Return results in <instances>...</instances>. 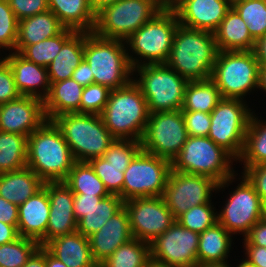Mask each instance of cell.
<instances>
[{"label":"cell","mask_w":266,"mask_h":267,"mask_svg":"<svg viewBox=\"0 0 266 267\" xmlns=\"http://www.w3.org/2000/svg\"><path fill=\"white\" fill-rule=\"evenodd\" d=\"M146 267H168V266L163 265V264H159V263H156L155 261L150 260L147 263Z\"/></svg>","instance_id":"cell-64"},{"label":"cell","mask_w":266,"mask_h":267,"mask_svg":"<svg viewBox=\"0 0 266 267\" xmlns=\"http://www.w3.org/2000/svg\"><path fill=\"white\" fill-rule=\"evenodd\" d=\"M216 204V201H210L192 207L179 216L176 221L184 228L200 234L218 222Z\"/></svg>","instance_id":"cell-41"},{"label":"cell","mask_w":266,"mask_h":267,"mask_svg":"<svg viewBox=\"0 0 266 267\" xmlns=\"http://www.w3.org/2000/svg\"><path fill=\"white\" fill-rule=\"evenodd\" d=\"M19 237L17 228L14 225L0 221V245L10 243Z\"/></svg>","instance_id":"cell-55"},{"label":"cell","mask_w":266,"mask_h":267,"mask_svg":"<svg viewBox=\"0 0 266 267\" xmlns=\"http://www.w3.org/2000/svg\"><path fill=\"white\" fill-rule=\"evenodd\" d=\"M253 112L245 135L241 156L237 159L242 167L266 164V119ZM260 117V118H259ZM264 118V119H263Z\"/></svg>","instance_id":"cell-32"},{"label":"cell","mask_w":266,"mask_h":267,"mask_svg":"<svg viewBox=\"0 0 266 267\" xmlns=\"http://www.w3.org/2000/svg\"><path fill=\"white\" fill-rule=\"evenodd\" d=\"M44 182L29 167L0 173V196L20 206L43 188Z\"/></svg>","instance_id":"cell-30"},{"label":"cell","mask_w":266,"mask_h":267,"mask_svg":"<svg viewBox=\"0 0 266 267\" xmlns=\"http://www.w3.org/2000/svg\"><path fill=\"white\" fill-rule=\"evenodd\" d=\"M256 40L266 34V0H243L232 5Z\"/></svg>","instance_id":"cell-39"},{"label":"cell","mask_w":266,"mask_h":267,"mask_svg":"<svg viewBox=\"0 0 266 267\" xmlns=\"http://www.w3.org/2000/svg\"><path fill=\"white\" fill-rule=\"evenodd\" d=\"M17 38L18 20L8 1L0 0V56L15 51Z\"/></svg>","instance_id":"cell-43"},{"label":"cell","mask_w":266,"mask_h":267,"mask_svg":"<svg viewBox=\"0 0 266 267\" xmlns=\"http://www.w3.org/2000/svg\"><path fill=\"white\" fill-rule=\"evenodd\" d=\"M133 81L140 87L150 114L182 109L189 81L166 63L133 68Z\"/></svg>","instance_id":"cell-9"},{"label":"cell","mask_w":266,"mask_h":267,"mask_svg":"<svg viewBox=\"0 0 266 267\" xmlns=\"http://www.w3.org/2000/svg\"><path fill=\"white\" fill-rule=\"evenodd\" d=\"M233 261H238L237 263V267H257V266H254L252 265L251 263L247 262L244 258H241L238 260L237 259H232Z\"/></svg>","instance_id":"cell-63"},{"label":"cell","mask_w":266,"mask_h":267,"mask_svg":"<svg viewBox=\"0 0 266 267\" xmlns=\"http://www.w3.org/2000/svg\"><path fill=\"white\" fill-rule=\"evenodd\" d=\"M258 76L259 64L252 50L219 51L211 79L222 98L247 100L252 105L249 98L258 89Z\"/></svg>","instance_id":"cell-10"},{"label":"cell","mask_w":266,"mask_h":267,"mask_svg":"<svg viewBox=\"0 0 266 267\" xmlns=\"http://www.w3.org/2000/svg\"><path fill=\"white\" fill-rule=\"evenodd\" d=\"M134 238L151 243L175 222L162 196L137 197L124 201Z\"/></svg>","instance_id":"cell-17"},{"label":"cell","mask_w":266,"mask_h":267,"mask_svg":"<svg viewBox=\"0 0 266 267\" xmlns=\"http://www.w3.org/2000/svg\"><path fill=\"white\" fill-rule=\"evenodd\" d=\"M231 8L228 0H173L172 4L180 25L210 32L218 28Z\"/></svg>","instance_id":"cell-20"},{"label":"cell","mask_w":266,"mask_h":267,"mask_svg":"<svg viewBox=\"0 0 266 267\" xmlns=\"http://www.w3.org/2000/svg\"><path fill=\"white\" fill-rule=\"evenodd\" d=\"M199 234L177 221L150 243V259L168 267H197Z\"/></svg>","instance_id":"cell-16"},{"label":"cell","mask_w":266,"mask_h":267,"mask_svg":"<svg viewBox=\"0 0 266 267\" xmlns=\"http://www.w3.org/2000/svg\"><path fill=\"white\" fill-rule=\"evenodd\" d=\"M76 32L77 31L75 30L64 28L58 35L54 37L47 38L36 44L26 46L19 54L26 60L47 68L60 52L62 46Z\"/></svg>","instance_id":"cell-38"},{"label":"cell","mask_w":266,"mask_h":267,"mask_svg":"<svg viewBox=\"0 0 266 267\" xmlns=\"http://www.w3.org/2000/svg\"><path fill=\"white\" fill-rule=\"evenodd\" d=\"M236 165L237 160L228 151L203 136H188L171 163L172 170L176 172L205 175L218 183L240 172L236 170Z\"/></svg>","instance_id":"cell-8"},{"label":"cell","mask_w":266,"mask_h":267,"mask_svg":"<svg viewBox=\"0 0 266 267\" xmlns=\"http://www.w3.org/2000/svg\"><path fill=\"white\" fill-rule=\"evenodd\" d=\"M111 90L100 84L83 87L80 113L100 115L106 106Z\"/></svg>","instance_id":"cell-44"},{"label":"cell","mask_w":266,"mask_h":267,"mask_svg":"<svg viewBox=\"0 0 266 267\" xmlns=\"http://www.w3.org/2000/svg\"><path fill=\"white\" fill-rule=\"evenodd\" d=\"M39 247L37 241L21 236L0 245V267H23Z\"/></svg>","instance_id":"cell-40"},{"label":"cell","mask_w":266,"mask_h":267,"mask_svg":"<svg viewBox=\"0 0 266 267\" xmlns=\"http://www.w3.org/2000/svg\"><path fill=\"white\" fill-rule=\"evenodd\" d=\"M225 190H228V193L225 194L227 195L226 200L224 198L221 201L223 206H218L220 209L217 211L218 222L234 237L240 235L244 238L252 226L262 219V200L253 185L238 171L223 182L218 183L216 194L221 191L222 194Z\"/></svg>","instance_id":"cell-4"},{"label":"cell","mask_w":266,"mask_h":267,"mask_svg":"<svg viewBox=\"0 0 266 267\" xmlns=\"http://www.w3.org/2000/svg\"><path fill=\"white\" fill-rule=\"evenodd\" d=\"M234 239L238 240L219 222L201 232L197 252L198 265L232 261L231 253L236 244Z\"/></svg>","instance_id":"cell-25"},{"label":"cell","mask_w":266,"mask_h":267,"mask_svg":"<svg viewBox=\"0 0 266 267\" xmlns=\"http://www.w3.org/2000/svg\"><path fill=\"white\" fill-rule=\"evenodd\" d=\"M76 160L60 129L46 120L28 136L27 167L45 182H64Z\"/></svg>","instance_id":"cell-1"},{"label":"cell","mask_w":266,"mask_h":267,"mask_svg":"<svg viewBox=\"0 0 266 267\" xmlns=\"http://www.w3.org/2000/svg\"><path fill=\"white\" fill-rule=\"evenodd\" d=\"M262 219L266 220V198L262 199Z\"/></svg>","instance_id":"cell-65"},{"label":"cell","mask_w":266,"mask_h":267,"mask_svg":"<svg viewBox=\"0 0 266 267\" xmlns=\"http://www.w3.org/2000/svg\"><path fill=\"white\" fill-rule=\"evenodd\" d=\"M231 5H234L237 2L243 1V0H228Z\"/></svg>","instance_id":"cell-66"},{"label":"cell","mask_w":266,"mask_h":267,"mask_svg":"<svg viewBox=\"0 0 266 267\" xmlns=\"http://www.w3.org/2000/svg\"><path fill=\"white\" fill-rule=\"evenodd\" d=\"M96 175L104 183L110 194H116L122 199L124 171L129 165L110 164L105 158L98 157L89 161Z\"/></svg>","instance_id":"cell-42"},{"label":"cell","mask_w":266,"mask_h":267,"mask_svg":"<svg viewBox=\"0 0 266 267\" xmlns=\"http://www.w3.org/2000/svg\"><path fill=\"white\" fill-rule=\"evenodd\" d=\"M82 87H86L94 83V76L91 74V68L85 59L74 70L72 77Z\"/></svg>","instance_id":"cell-54"},{"label":"cell","mask_w":266,"mask_h":267,"mask_svg":"<svg viewBox=\"0 0 266 267\" xmlns=\"http://www.w3.org/2000/svg\"><path fill=\"white\" fill-rule=\"evenodd\" d=\"M23 267H46L45 265V247L40 246L28 259Z\"/></svg>","instance_id":"cell-57"},{"label":"cell","mask_w":266,"mask_h":267,"mask_svg":"<svg viewBox=\"0 0 266 267\" xmlns=\"http://www.w3.org/2000/svg\"><path fill=\"white\" fill-rule=\"evenodd\" d=\"M253 53L259 66L266 65V34L255 40Z\"/></svg>","instance_id":"cell-56"},{"label":"cell","mask_w":266,"mask_h":267,"mask_svg":"<svg viewBox=\"0 0 266 267\" xmlns=\"http://www.w3.org/2000/svg\"><path fill=\"white\" fill-rule=\"evenodd\" d=\"M142 150L141 141L133 139H115L104 153L110 164L129 165L132 159Z\"/></svg>","instance_id":"cell-45"},{"label":"cell","mask_w":266,"mask_h":267,"mask_svg":"<svg viewBox=\"0 0 266 267\" xmlns=\"http://www.w3.org/2000/svg\"><path fill=\"white\" fill-rule=\"evenodd\" d=\"M188 134L181 110L149 114L141 139L143 151L171 163L187 141Z\"/></svg>","instance_id":"cell-14"},{"label":"cell","mask_w":266,"mask_h":267,"mask_svg":"<svg viewBox=\"0 0 266 267\" xmlns=\"http://www.w3.org/2000/svg\"><path fill=\"white\" fill-rule=\"evenodd\" d=\"M171 169L170 161L141 150L124 171L122 200L162 196Z\"/></svg>","instance_id":"cell-13"},{"label":"cell","mask_w":266,"mask_h":267,"mask_svg":"<svg viewBox=\"0 0 266 267\" xmlns=\"http://www.w3.org/2000/svg\"><path fill=\"white\" fill-rule=\"evenodd\" d=\"M45 265L46 267H67L63 262L54 257L46 248H45Z\"/></svg>","instance_id":"cell-59"},{"label":"cell","mask_w":266,"mask_h":267,"mask_svg":"<svg viewBox=\"0 0 266 267\" xmlns=\"http://www.w3.org/2000/svg\"><path fill=\"white\" fill-rule=\"evenodd\" d=\"M84 59V32H76L48 65L50 84L70 79L74 70Z\"/></svg>","instance_id":"cell-31"},{"label":"cell","mask_w":266,"mask_h":267,"mask_svg":"<svg viewBox=\"0 0 266 267\" xmlns=\"http://www.w3.org/2000/svg\"><path fill=\"white\" fill-rule=\"evenodd\" d=\"M218 51H251L255 40L248 25L232 7L213 32Z\"/></svg>","instance_id":"cell-28"},{"label":"cell","mask_w":266,"mask_h":267,"mask_svg":"<svg viewBox=\"0 0 266 267\" xmlns=\"http://www.w3.org/2000/svg\"><path fill=\"white\" fill-rule=\"evenodd\" d=\"M188 136L208 137L211 126L210 113L182 111Z\"/></svg>","instance_id":"cell-47"},{"label":"cell","mask_w":266,"mask_h":267,"mask_svg":"<svg viewBox=\"0 0 266 267\" xmlns=\"http://www.w3.org/2000/svg\"><path fill=\"white\" fill-rule=\"evenodd\" d=\"M240 99L222 98L211 111L208 137L236 160L241 156L246 131L255 106Z\"/></svg>","instance_id":"cell-12"},{"label":"cell","mask_w":266,"mask_h":267,"mask_svg":"<svg viewBox=\"0 0 266 267\" xmlns=\"http://www.w3.org/2000/svg\"><path fill=\"white\" fill-rule=\"evenodd\" d=\"M149 114L147 101L140 87L132 80L124 87L111 90L100 115L115 139L141 141Z\"/></svg>","instance_id":"cell-3"},{"label":"cell","mask_w":266,"mask_h":267,"mask_svg":"<svg viewBox=\"0 0 266 267\" xmlns=\"http://www.w3.org/2000/svg\"><path fill=\"white\" fill-rule=\"evenodd\" d=\"M50 212L47 190L43 187L35 195L18 206L19 236L40 243L46 236Z\"/></svg>","instance_id":"cell-23"},{"label":"cell","mask_w":266,"mask_h":267,"mask_svg":"<svg viewBox=\"0 0 266 267\" xmlns=\"http://www.w3.org/2000/svg\"><path fill=\"white\" fill-rule=\"evenodd\" d=\"M50 212L45 238L39 243L45 246L52 239L77 231V220L73 212L74 193L64 182H45Z\"/></svg>","instance_id":"cell-19"},{"label":"cell","mask_w":266,"mask_h":267,"mask_svg":"<svg viewBox=\"0 0 266 267\" xmlns=\"http://www.w3.org/2000/svg\"><path fill=\"white\" fill-rule=\"evenodd\" d=\"M124 207V201L116 194L102 198L77 223V231L89 237Z\"/></svg>","instance_id":"cell-34"},{"label":"cell","mask_w":266,"mask_h":267,"mask_svg":"<svg viewBox=\"0 0 266 267\" xmlns=\"http://www.w3.org/2000/svg\"><path fill=\"white\" fill-rule=\"evenodd\" d=\"M52 121L60 129L74 159L79 162L103 157L115 141L101 115L65 113Z\"/></svg>","instance_id":"cell-7"},{"label":"cell","mask_w":266,"mask_h":267,"mask_svg":"<svg viewBox=\"0 0 266 267\" xmlns=\"http://www.w3.org/2000/svg\"><path fill=\"white\" fill-rule=\"evenodd\" d=\"M132 238L129 215L123 207L100 230L88 237L94 261L99 266L118 247Z\"/></svg>","instance_id":"cell-21"},{"label":"cell","mask_w":266,"mask_h":267,"mask_svg":"<svg viewBox=\"0 0 266 267\" xmlns=\"http://www.w3.org/2000/svg\"><path fill=\"white\" fill-rule=\"evenodd\" d=\"M154 3L160 10L172 8L173 0H149Z\"/></svg>","instance_id":"cell-61"},{"label":"cell","mask_w":266,"mask_h":267,"mask_svg":"<svg viewBox=\"0 0 266 267\" xmlns=\"http://www.w3.org/2000/svg\"><path fill=\"white\" fill-rule=\"evenodd\" d=\"M90 5L95 13L99 12L105 6L111 5L118 0H89Z\"/></svg>","instance_id":"cell-60"},{"label":"cell","mask_w":266,"mask_h":267,"mask_svg":"<svg viewBox=\"0 0 266 267\" xmlns=\"http://www.w3.org/2000/svg\"><path fill=\"white\" fill-rule=\"evenodd\" d=\"M49 10L65 27L77 32H92L96 13L89 0H47Z\"/></svg>","instance_id":"cell-29"},{"label":"cell","mask_w":266,"mask_h":267,"mask_svg":"<svg viewBox=\"0 0 266 267\" xmlns=\"http://www.w3.org/2000/svg\"><path fill=\"white\" fill-rule=\"evenodd\" d=\"M235 264L234 266L231 264V261L229 263V261L224 262V263H207V264H203V265H198L197 267H237V262L233 263Z\"/></svg>","instance_id":"cell-62"},{"label":"cell","mask_w":266,"mask_h":267,"mask_svg":"<svg viewBox=\"0 0 266 267\" xmlns=\"http://www.w3.org/2000/svg\"><path fill=\"white\" fill-rule=\"evenodd\" d=\"M258 91L261 92L260 94L264 92L263 95L266 96V65L259 66L258 89L256 93H258Z\"/></svg>","instance_id":"cell-58"},{"label":"cell","mask_w":266,"mask_h":267,"mask_svg":"<svg viewBox=\"0 0 266 267\" xmlns=\"http://www.w3.org/2000/svg\"><path fill=\"white\" fill-rule=\"evenodd\" d=\"M241 172L253 185L261 200L266 198V164L241 167Z\"/></svg>","instance_id":"cell-49"},{"label":"cell","mask_w":266,"mask_h":267,"mask_svg":"<svg viewBox=\"0 0 266 267\" xmlns=\"http://www.w3.org/2000/svg\"><path fill=\"white\" fill-rule=\"evenodd\" d=\"M21 96L8 62L0 56V105Z\"/></svg>","instance_id":"cell-46"},{"label":"cell","mask_w":266,"mask_h":267,"mask_svg":"<svg viewBox=\"0 0 266 267\" xmlns=\"http://www.w3.org/2000/svg\"><path fill=\"white\" fill-rule=\"evenodd\" d=\"M221 99L220 91L211 78L189 81L181 111L211 113Z\"/></svg>","instance_id":"cell-33"},{"label":"cell","mask_w":266,"mask_h":267,"mask_svg":"<svg viewBox=\"0 0 266 267\" xmlns=\"http://www.w3.org/2000/svg\"><path fill=\"white\" fill-rule=\"evenodd\" d=\"M2 57L12 70L16 87L21 95L44 100L50 90V81L46 67L26 60L17 52L7 53Z\"/></svg>","instance_id":"cell-22"},{"label":"cell","mask_w":266,"mask_h":267,"mask_svg":"<svg viewBox=\"0 0 266 267\" xmlns=\"http://www.w3.org/2000/svg\"><path fill=\"white\" fill-rule=\"evenodd\" d=\"M43 100L23 96L0 105V131L29 136L45 121Z\"/></svg>","instance_id":"cell-18"},{"label":"cell","mask_w":266,"mask_h":267,"mask_svg":"<svg viewBox=\"0 0 266 267\" xmlns=\"http://www.w3.org/2000/svg\"><path fill=\"white\" fill-rule=\"evenodd\" d=\"M84 59L91 68L96 84L115 90L133 80V67L124 41L84 32Z\"/></svg>","instance_id":"cell-6"},{"label":"cell","mask_w":266,"mask_h":267,"mask_svg":"<svg viewBox=\"0 0 266 267\" xmlns=\"http://www.w3.org/2000/svg\"><path fill=\"white\" fill-rule=\"evenodd\" d=\"M83 87L72 78L53 82L47 97L43 100L47 120L65 113H80Z\"/></svg>","instance_id":"cell-26"},{"label":"cell","mask_w":266,"mask_h":267,"mask_svg":"<svg viewBox=\"0 0 266 267\" xmlns=\"http://www.w3.org/2000/svg\"><path fill=\"white\" fill-rule=\"evenodd\" d=\"M44 247L67 267H99L93 259L88 237L78 231L56 237Z\"/></svg>","instance_id":"cell-24"},{"label":"cell","mask_w":266,"mask_h":267,"mask_svg":"<svg viewBox=\"0 0 266 267\" xmlns=\"http://www.w3.org/2000/svg\"><path fill=\"white\" fill-rule=\"evenodd\" d=\"M179 21L172 8L161 10L126 41L127 57L133 68L166 63Z\"/></svg>","instance_id":"cell-5"},{"label":"cell","mask_w":266,"mask_h":267,"mask_svg":"<svg viewBox=\"0 0 266 267\" xmlns=\"http://www.w3.org/2000/svg\"><path fill=\"white\" fill-rule=\"evenodd\" d=\"M105 197L107 196L74 194L73 212L77 222L86 215V212Z\"/></svg>","instance_id":"cell-50"},{"label":"cell","mask_w":266,"mask_h":267,"mask_svg":"<svg viewBox=\"0 0 266 267\" xmlns=\"http://www.w3.org/2000/svg\"><path fill=\"white\" fill-rule=\"evenodd\" d=\"M64 183L74 194L110 195L89 162L76 161Z\"/></svg>","instance_id":"cell-36"},{"label":"cell","mask_w":266,"mask_h":267,"mask_svg":"<svg viewBox=\"0 0 266 267\" xmlns=\"http://www.w3.org/2000/svg\"><path fill=\"white\" fill-rule=\"evenodd\" d=\"M65 27L50 11L18 21V38L15 51L20 53L26 46L58 35Z\"/></svg>","instance_id":"cell-27"},{"label":"cell","mask_w":266,"mask_h":267,"mask_svg":"<svg viewBox=\"0 0 266 267\" xmlns=\"http://www.w3.org/2000/svg\"><path fill=\"white\" fill-rule=\"evenodd\" d=\"M217 187L218 182L211 177L176 172L171 169L162 197L177 219L188 209L213 201Z\"/></svg>","instance_id":"cell-15"},{"label":"cell","mask_w":266,"mask_h":267,"mask_svg":"<svg viewBox=\"0 0 266 267\" xmlns=\"http://www.w3.org/2000/svg\"><path fill=\"white\" fill-rule=\"evenodd\" d=\"M0 221L18 226V206L0 196Z\"/></svg>","instance_id":"cell-53"},{"label":"cell","mask_w":266,"mask_h":267,"mask_svg":"<svg viewBox=\"0 0 266 267\" xmlns=\"http://www.w3.org/2000/svg\"><path fill=\"white\" fill-rule=\"evenodd\" d=\"M242 246L243 257L247 262L257 267H266V247L257 245H240Z\"/></svg>","instance_id":"cell-52"},{"label":"cell","mask_w":266,"mask_h":267,"mask_svg":"<svg viewBox=\"0 0 266 267\" xmlns=\"http://www.w3.org/2000/svg\"><path fill=\"white\" fill-rule=\"evenodd\" d=\"M160 11L149 0H118L96 13L92 32L102 38L125 42Z\"/></svg>","instance_id":"cell-11"},{"label":"cell","mask_w":266,"mask_h":267,"mask_svg":"<svg viewBox=\"0 0 266 267\" xmlns=\"http://www.w3.org/2000/svg\"><path fill=\"white\" fill-rule=\"evenodd\" d=\"M241 240L242 245L266 247V220L261 219L255 223L250 232Z\"/></svg>","instance_id":"cell-51"},{"label":"cell","mask_w":266,"mask_h":267,"mask_svg":"<svg viewBox=\"0 0 266 267\" xmlns=\"http://www.w3.org/2000/svg\"><path fill=\"white\" fill-rule=\"evenodd\" d=\"M218 52L213 32L179 24L166 64L188 81L206 80L212 77Z\"/></svg>","instance_id":"cell-2"},{"label":"cell","mask_w":266,"mask_h":267,"mask_svg":"<svg viewBox=\"0 0 266 267\" xmlns=\"http://www.w3.org/2000/svg\"><path fill=\"white\" fill-rule=\"evenodd\" d=\"M150 260V243L133 237L118 247L99 267H146Z\"/></svg>","instance_id":"cell-37"},{"label":"cell","mask_w":266,"mask_h":267,"mask_svg":"<svg viewBox=\"0 0 266 267\" xmlns=\"http://www.w3.org/2000/svg\"><path fill=\"white\" fill-rule=\"evenodd\" d=\"M28 137L0 131V173L27 167Z\"/></svg>","instance_id":"cell-35"},{"label":"cell","mask_w":266,"mask_h":267,"mask_svg":"<svg viewBox=\"0 0 266 267\" xmlns=\"http://www.w3.org/2000/svg\"><path fill=\"white\" fill-rule=\"evenodd\" d=\"M10 8L13 10L16 19L19 21L23 18L34 16L47 12V0H7Z\"/></svg>","instance_id":"cell-48"}]
</instances>
